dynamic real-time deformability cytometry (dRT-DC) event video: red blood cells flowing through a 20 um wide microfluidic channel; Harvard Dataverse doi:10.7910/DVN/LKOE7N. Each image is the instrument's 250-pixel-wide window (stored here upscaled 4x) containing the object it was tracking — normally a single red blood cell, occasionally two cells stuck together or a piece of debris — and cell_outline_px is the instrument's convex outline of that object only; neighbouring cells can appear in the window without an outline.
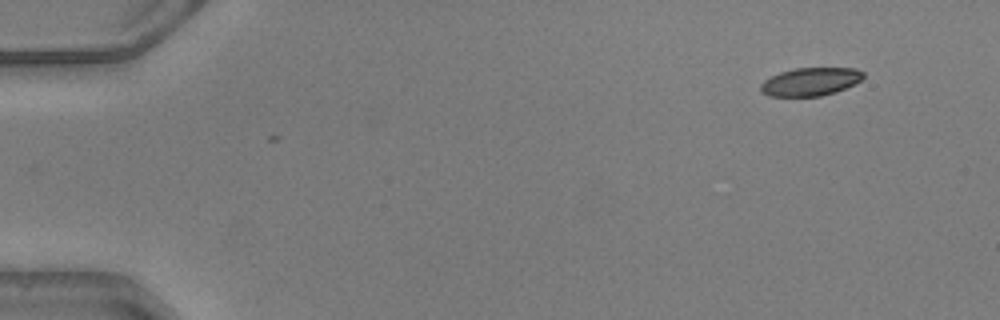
{"species": "common noctule bat (a hibernating species)", "species_latin": "Nyctalus noctula", "temperature_condition": "warm", "stored_images_in_passage": 3, "camera_frame_rate_fps": 3000, "um_per_image_px": 0.085, "animal": {"sex": "male", "body_mass_g": 20.5, "forearm_length_mm": 52.5}, "frame": {"image": 1, "passage_image": 3, "time_ms": 0.667, "image_size_px": [1000, 320], "cell_outline_px": [[864, 76], [856, 84], [836, 92], [820, 96], [768, 96], [760, 92], [760, 84], [764, 80], [780, 72], [796, 68], [856, 68], [864, 72]], "centroid_in_image_um": [68.89, 6.95], "position_along_channel_um": 16.1, "area_um2": 16.94}}